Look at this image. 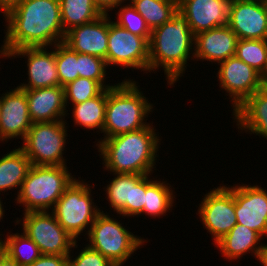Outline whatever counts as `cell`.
<instances>
[{
  "label": "cell",
  "mask_w": 267,
  "mask_h": 266,
  "mask_svg": "<svg viewBox=\"0 0 267 266\" xmlns=\"http://www.w3.org/2000/svg\"><path fill=\"white\" fill-rule=\"evenodd\" d=\"M107 64L103 58L89 54L78 53V74L79 77L89 78L97 81L104 89L112 88L115 84L106 82Z\"/></svg>",
  "instance_id": "obj_34"
},
{
  "label": "cell",
  "mask_w": 267,
  "mask_h": 266,
  "mask_svg": "<svg viewBox=\"0 0 267 266\" xmlns=\"http://www.w3.org/2000/svg\"><path fill=\"white\" fill-rule=\"evenodd\" d=\"M230 0H178V10L194 35L228 25Z\"/></svg>",
  "instance_id": "obj_17"
},
{
  "label": "cell",
  "mask_w": 267,
  "mask_h": 266,
  "mask_svg": "<svg viewBox=\"0 0 267 266\" xmlns=\"http://www.w3.org/2000/svg\"><path fill=\"white\" fill-rule=\"evenodd\" d=\"M257 260L263 266H267V244L265 243L263 249L260 251Z\"/></svg>",
  "instance_id": "obj_41"
},
{
  "label": "cell",
  "mask_w": 267,
  "mask_h": 266,
  "mask_svg": "<svg viewBox=\"0 0 267 266\" xmlns=\"http://www.w3.org/2000/svg\"><path fill=\"white\" fill-rule=\"evenodd\" d=\"M231 115L240 132L262 136L267 140V90L261 88L256 91Z\"/></svg>",
  "instance_id": "obj_21"
},
{
  "label": "cell",
  "mask_w": 267,
  "mask_h": 266,
  "mask_svg": "<svg viewBox=\"0 0 267 266\" xmlns=\"http://www.w3.org/2000/svg\"><path fill=\"white\" fill-rule=\"evenodd\" d=\"M244 2H256V3H266V0H238Z\"/></svg>",
  "instance_id": "obj_44"
},
{
  "label": "cell",
  "mask_w": 267,
  "mask_h": 266,
  "mask_svg": "<svg viewBox=\"0 0 267 266\" xmlns=\"http://www.w3.org/2000/svg\"><path fill=\"white\" fill-rule=\"evenodd\" d=\"M25 94L32 123L65 120L70 114L65 103V89L62 86L25 90Z\"/></svg>",
  "instance_id": "obj_20"
},
{
  "label": "cell",
  "mask_w": 267,
  "mask_h": 266,
  "mask_svg": "<svg viewBox=\"0 0 267 266\" xmlns=\"http://www.w3.org/2000/svg\"><path fill=\"white\" fill-rule=\"evenodd\" d=\"M84 246L78 254L75 253L76 257L71 255V253L74 254V249L72 250L73 252H70L68 255V266H115L101 253L91 249L87 245Z\"/></svg>",
  "instance_id": "obj_35"
},
{
  "label": "cell",
  "mask_w": 267,
  "mask_h": 266,
  "mask_svg": "<svg viewBox=\"0 0 267 266\" xmlns=\"http://www.w3.org/2000/svg\"><path fill=\"white\" fill-rule=\"evenodd\" d=\"M104 212L101 209L91 225L87 234L88 238L85 237L89 241L86 245L101 253L115 266H124L147 240L134 235L126 226H123L124 223L121 220H115L107 211Z\"/></svg>",
  "instance_id": "obj_6"
},
{
  "label": "cell",
  "mask_w": 267,
  "mask_h": 266,
  "mask_svg": "<svg viewBox=\"0 0 267 266\" xmlns=\"http://www.w3.org/2000/svg\"><path fill=\"white\" fill-rule=\"evenodd\" d=\"M264 237H262L258 232L251 230L250 228L235 224L233 228L216 244L215 247L221 252L224 259L234 261L235 259H240L246 254L252 253L253 257L256 258L263 249Z\"/></svg>",
  "instance_id": "obj_22"
},
{
  "label": "cell",
  "mask_w": 267,
  "mask_h": 266,
  "mask_svg": "<svg viewBox=\"0 0 267 266\" xmlns=\"http://www.w3.org/2000/svg\"><path fill=\"white\" fill-rule=\"evenodd\" d=\"M0 116H1V97H0Z\"/></svg>",
  "instance_id": "obj_46"
},
{
  "label": "cell",
  "mask_w": 267,
  "mask_h": 266,
  "mask_svg": "<svg viewBox=\"0 0 267 266\" xmlns=\"http://www.w3.org/2000/svg\"><path fill=\"white\" fill-rule=\"evenodd\" d=\"M108 14L69 30L64 43L73 51L106 59L108 50Z\"/></svg>",
  "instance_id": "obj_19"
},
{
  "label": "cell",
  "mask_w": 267,
  "mask_h": 266,
  "mask_svg": "<svg viewBox=\"0 0 267 266\" xmlns=\"http://www.w3.org/2000/svg\"><path fill=\"white\" fill-rule=\"evenodd\" d=\"M237 223L267 237V191L260 185L234 184Z\"/></svg>",
  "instance_id": "obj_14"
},
{
  "label": "cell",
  "mask_w": 267,
  "mask_h": 266,
  "mask_svg": "<svg viewBox=\"0 0 267 266\" xmlns=\"http://www.w3.org/2000/svg\"><path fill=\"white\" fill-rule=\"evenodd\" d=\"M21 0H0V14L3 15L15 5H17Z\"/></svg>",
  "instance_id": "obj_39"
},
{
  "label": "cell",
  "mask_w": 267,
  "mask_h": 266,
  "mask_svg": "<svg viewBox=\"0 0 267 266\" xmlns=\"http://www.w3.org/2000/svg\"><path fill=\"white\" fill-rule=\"evenodd\" d=\"M145 96L134 78H124L122 82L117 81L112 88H107L102 138L137 131L148 126L150 123H147V118L155 109L154 104Z\"/></svg>",
  "instance_id": "obj_4"
},
{
  "label": "cell",
  "mask_w": 267,
  "mask_h": 266,
  "mask_svg": "<svg viewBox=\"0 0 267 266\" xmlns=\"http://www.w3.org/2000/svg\"><path fill=\"white\" fill-rule=\"evenodd\" d=\"M22 214V219L14 220L15 226H22L21 231L36 243L42 254L68 256L72 248L79 246L50 211Z\"/></svg>",
  "instance_id": "obj_9"
},
{
  "label": "cell",
  "mask_w": 267,
  "mask_h": 266,
  "mask_svg": "<svg viewBox=\"0 0 267 266\" xmlns=\"http://www.w3.org/2000/svg\"><path fill=\"white\" fill-rule=\"evenodd\" d=\"M32 121L28 112L25 90L15 87L1 95L0 142L24 140Z\"/></svg>",
  "instance_id": "obj_15"
},
{
  "label": "cell",
  "mask_w": 267,
  "mask_h": 266,
  "mask_svg": "<svg viewBox=\"0 0 267 266\" xmlns=\"http://www.w3.org/2000/svg\"><path fill=\"white\" fill-rule=\"evenodd\" d=\"M29 266H68V256L42 254Z\"/></svg>",
  "instance_id": "obj_37"
},
{
  "label": "cell",
  "mask_w": 267,
  "mask_h": 266,
  "mask_svg": "<svg viewBox=\"0 0 267 266\" xmlns=\"http://www.w3.org/2000/svg\"><path fill=\"white\" fill-rule=\"evenodd\" d=\"M30 167L29 158L19 147L2 155L0 158V194L13 189H16L18 194Z\"/></svg>",
  "instance_id": "obj_25"
},
{
  "label": "cell",
  "mask_w": 267,
  "mask_h": 266,
  "mask_svg": "<svg viewBox=\"0 0 267 266\" xmlns=\"http://www.w3.org/2000/svg\"><path fill=\"white\" fill-rule=\"evenodd\" d=\"M128 0H94L96 6L103 14H109V11H113L121 4L127 3Z\"/></svg>",
  "instance_id": "obj_38"
},
{
  "label": "cell",
  "mask_w": 267,
  "mask_h": 266,
  "mask_svg": "<svg viewBox=\"0 0 267 266\" xmlns=\"http://www.w3.org/2000/svg\"><path fill=\"white\" fill-rule=\"evenodd\" d=\"M228 26L238 39H267L266 4L230 0Z\"/></svg>",
  "instance_id": "obj_16"
},
{
  "label": "cell",
  "mask_w": 267,
  "mask_h": 266,
  "mask_svg": "<svg viewBox=\"0 0 267 266\" xmlns=\"http://www.w3.org/2000/svg\"><path fill=\"white\" fill-rule=\"evenodd\" d=\"M238 37L226 25L199 32L195 35L194 61L218 64L236 55Z\"/></svg>",
  "instance_id": "obj_18"
},
{
  "label": "cell",
  "mask_w": 267,
  "mask_h": 266,
  "mask_svg": "<svg viewBox=\"0 0 267 266\" xmlns=\"http://www.w3.org/2000/svg\"><path fill=\"white\" fill-rule=\"evenodd\" d=\"M108 14V50L105 62L107 67L121 66V69H140L148 74L149 45L139 35L130 33L111 20Z\"/></svg>",
  "instance_id": "obj_10"
},
{
  "label": "cell",
  "mask_w": 267,
  "mask_h": 266,
  "mask_svg": "<svg viewBox=\"0 0 267 266\" xmlns=\"http://www.w3.org/2000/svg\"><path fill=\"white\" fill-rule=\"evenodd\" d=\"M56 68L59 86H66L78 77V52L73 51L64 42L55 44Z\"/></svg>",
  "instance_id": "obj_31"
},
{
  "label": "cell",
  "mask_w": 267,
  "mask_h": 266,
  "mask_svg": "<svg viewBox=\"0 0 267 266\" xmlns=\"http://www.w3.org/2000/svg\"><path fill=\"white\" fill-rule=\"evenodd\" d=\"M118 7V12L115 10L117 17L114 16L117 20L113 22L130 33L144 37L149 42L151 30L147 26L144 17L136 11L130 2L124 5L121 4Z\"/></svg>",
  "instance_id": "obj_32"
},
{
  "label": "cell",
  "mask_w": 267,
  "mask_h": 266,
  "mask_svg": "<svg viewBox=\"0 0 267 266\" xmlns=\"http://www.w3.org/2000/svg\"><path fill=\"white\" fill-rule=\"evenodd\" d=\"M48 48L50 50H48ZM52 48V50H51ZM50 51V52H49ZM24 58L27 60V82L17 85L24 90L59 86L56 68L55 45L52 47H26L9 52L4 58Z\"/></svg>",
  "instance_id": "obj_13"
},
{
  "label": "cell",
  "mask_w": 267,
  "mask_h": 266,
  "mask_svg": "<svg viewBox=\"0 0 267 266\" xmlns=\"http://www.w3.org/2000/svg\"><path fill=\"white\" fill-rule=\"evenodd\" d=\"M236 56L262 75L267 68V39H238Z\"/></svg>",
  "instance_id": "obj_30"
},
{
  "label": "cell",
  "mask_w": 267,
  "mask_h": 266,
  "mask_svg": "<svg viewBox=\"0 0 267 266\" xmlns=\"http://www.w3.org/2000/svg\"><path fill=\"white\" fill-rule=\"evenodd\" d=\"M73 176L67 165H31L15 203L24 208L23 213L51 211Z\"/></svg>",
  "instance_id": "obj_5"
},
{
  "label": "cell",
  "mask_w": 267,
  "mask_h": 266,
  "mask_svg": "<svg viewBox=\"0 0 267 266\" xmlns=\"http://www.w3.org/2000/svg\"><path fill=\"white\" fill-rule=\"evenodd\" d=\"M107 105V88L98 96L85 102L71 105L73 123L80 128L103 133ZM98 129V130H97Z\"/></svg>",
  "instance_id": "obj_26"
},
{
  "label": "cell",
  "mask_w": 267,
  "mask_h": 266,
  "mask_svg": "<svg viewBox=\"0 0 267 266\" xmlns=\"http://www.w3.org/2000/svg\"><path fill=\"white\" fill-rule=\"evenodd\" d=\"M151 174L145 176V204L142 213L147 215V217L160 218L166 216L176 203L175 191L172 189V185L167 183V181H161L153 177H150ZM151 178V179H150ZM174 204V205H173Z\"/></svg>",
  "instance_id": "obj_24"
},
{
  "label": "cell",
  "mask_w": 267,
  "mask_h": 266,
  "mask_svg": "<svg viewBox=\"0 0 267 266\" xmlns=\"http://www.w3.org/2000/svg\"><path fill=\"white\" fill-rule=\"evenodd\" d=\"M1 198H2V197H0V222H2L1 220H2V219L4 218V216H5V215H4V214H5V213H4V212H5V209H4V206H3L4 204H3V202H2L3 200H1ZM1 235H3V234H0V237H2Z\"/></svg>",
  "instance_id": "obj_43"
},
{
  "label": "cell",
  "mask_w": 267,
  "mask_h": 266,
  "mask_svg": "<svg viewBox=\"0 0 267 266\" xmlns=\"http://www.w3.org/2000/svg\"><path fill=\"white\" fill-rule=\"evenodd\" d=\"M154 128L152 122L137 131L110 138H96L103 169L110 171V174H153L162 141Z\"/></svg>",
  "instance_id": "obj_2"
},
{
  "label": "cell",
  "mask_w": 267,
  "mask_h": 266,
  "mask_svg": "<svg viewBox=\"0 0 267 266\" xmlns=\"http://www.w3.org/2000/svg\"><path fill=\"white\" fill-rule=\"evenodd\" d=\"M194 42L187 19L177 10L169 21L151 31L148 72L163 68L168 86L174 87L184 77L187 61H194Z\"/></svg>",
  "instance_id": "obj_3"
},
{
  "label": "cell",
  "mask_w": 267,
  "mask_h": 266,
  "mask_svg": "<svg viewBox=\"0 0 267 266\" xmlns=\"http://www.w3.org/2000/svg\"><path fill=\"white\" fill-rule=\"evenodd\" d=\"M2 241L5 252L20 266H29L42 255L36 243L24 232L10 231Z\"/></svg>",
  "instance_id": "obj_29"
},
{
  "label": "cell",
  "mask_w": 267,
  "mask_h": 266,
  "mask_svg": "<svg viewBox=\"0 0 267 266\" xmlns=\"http://www.w3.org/2000/svg\"><path fill=\"white\" fill-rule=\"evenodd\" d=\"M65 103L68 109L69 104H78L98 96L104 88L97 82L89 78L78 77L75 81L64 86ZM71 102V103H70Z\"/></svg>",
  "instance_id": "obj_33"
},
{
  "label": "cell",
  "mask_w": 267,
  "mask_h": 266,
  "mask_svg": "<svg viewBox=\"0 0 267 266\" xmlns=\"http://www.w3.org/2000/svg\"><path fill=\"white\" fill-rule=\"evenodd\" d=\"M152 31L171 19L178 10V0H128Z\"/></svg>",
  "instance_id": "obj_28"
},
{
  "label": "cell",
  "mask_w": 267,
  "mask_h": 266,
  "mask_svg": "<svg viewBox=\"0 0 267 266\" xmlns=\"http://www.w3.org/2000/svg\"><path fill=\"white\" fill-rule=\"evenodd\" d=\"M5 252L2 238L0 237V256Z\"/></svg>",
  "instance_id": "obj_45"
},
{
  "label": "cell",
  "mask_w": 267,
  "mask_h": 266,
  "mask_svg": "<svg viewBox=\"0 0 267 266\" xmlns=\"http://www.w3.org/2000/svg\"><path fill=\"white\" fill-rule=\"evenodd\" d=\"M261 86L262 89L267 90V68L265 72L261 75Z\"/></svg>",
  "instance_id": "obj_42"
},
{
  "label": "cell",
  "mask_w": 267,
  "mask_h": 266,
  "mask_svg": "<svg viewBox=\"0 0 267 266\" xmlns=\"http://www.w3.org/2000/svg\"><path fill=\"white\" fill-rule=\"evenodd\" d=\"M65 34L74 27L92 22L103 13L94 0H59Z\"/></svg>",
  "instance_id": "obj_27"
},
{
  "label": "cell",
  "mask_w": 267,
  "mask_h": 266,
  "mask_svg": "<svg viewBox=\"0 0 267 266\" xmlns=\"http://www.w3.org/2000/svg\"><path fill=\"white\" fill-rule=\"evenodd\" d=\"M0 266H20L14 259H12L6 252L0 256Z\"/></svg>",
  "instance_id": "obj_40"
},
{
  "label": "cell",
  "mask_w": 267,
  "mask_h": 266,
  "mask_svg": "<svg viewBox=\"0 0 267 266\" xmlns=\"http://www.w3.org/2000/svg\"><path fill=\"white\" fill-rule=\"evenodd\" d=\"M6 22L0 58L26 47H52L64 42L59 0H21L4 15Z\"/></svg>",
  "instance_id": "obj_1"
},
{
  "label": "cell",
  "mask_w": 267,
  "mask_h": 266,
  "mask_svg": "<svg viewBox=\"0 0 267 266\" xmlns=\"http://www.w3.org/2000/svg\"><path fill=\"white\" fill-rule=\"evenodd\" d=\"M94 186L93 184L90 186L81 177L75 178L50 211L77 242L80 235L88 234L91 225L101 212L93 201L91 191Z\"/></svg>",
  "instance_id": "obj_7"
},
{
  "label": "cell",
  "mask_w": 267,
  "mask_h": 266,
  "mask_svg": "<svg viewBox=\"0 0 267 266\" xmlns=\"http://www.w3.org/2000/svg\"><path fill=\"white\" fill-rule=\"evenodd\" d=\"M145 177L133 187L132 204H130V217H139L145 204Z\"/></svg>",
  "instance_id": "obj_36"
},
{
  "label": "cell",
  "mask_w": 267,
  "mask_h": 266,
  "mask_svg": "<svg viewBox=\"0 0 267 266\" xmlns=\"http://www.w3.org/2000/svg\"><path fill=\"white\" fill-rule=\"evenodd\" d=\"M218 65L216 77L219 81V88L225 90V94L227 93L225 96L229 95L232 112L262 88L261 75L236 55Z\"/></svg>",
  "instance_id": "obj_12"
},
{
  "label": "cell",
  "mask_w": 267,
  "mask_h": 266,
  "mask_svg": "<svg viewBox=\"0 0 267 266\" xmlns=\"http://www.w3.org/2000/svg\"><path fill=\"white\" fill-rule=\"evenodd\" d=\"M114 178L105 186L106 200L109 209H113L116 215L130 218V204H132L133 187H135L146 175L114 173Z\"/></svg>",
  "instance_id": "obj_23"
},
{
  "label": "cell",
  "mask_w": 267,
  "mask_h": 266,
  "mask_svg": "<svg viewBox=\"0 0 267 266\" xmlns=\"http://www.w3.org/2000/svg\"><path fill=\"white\" fill-rule=\"evenodd\" d=\"M219 185L206 192L196 213L213 238L212 244H216L237 224L234 185Z\"/></svg>",
  "instance_id": "obj_11"
},
{
  "label": "cell",
  "mask_w": 267,
  "mask_h": 266,
  "mask_svg": "<svg viewBox=\"0 0 267 266\" xmlns=\"http://www.w3.org/2000/svg\"><path fill=\"white\" fill-rule=\"evenodd\" d=\"M66 120L32 123L22 146H18L29 158L31 165H67L63 157L68 139Z\"/></svg>",
  "instance_id": "obj_8"
}]
</instances>
